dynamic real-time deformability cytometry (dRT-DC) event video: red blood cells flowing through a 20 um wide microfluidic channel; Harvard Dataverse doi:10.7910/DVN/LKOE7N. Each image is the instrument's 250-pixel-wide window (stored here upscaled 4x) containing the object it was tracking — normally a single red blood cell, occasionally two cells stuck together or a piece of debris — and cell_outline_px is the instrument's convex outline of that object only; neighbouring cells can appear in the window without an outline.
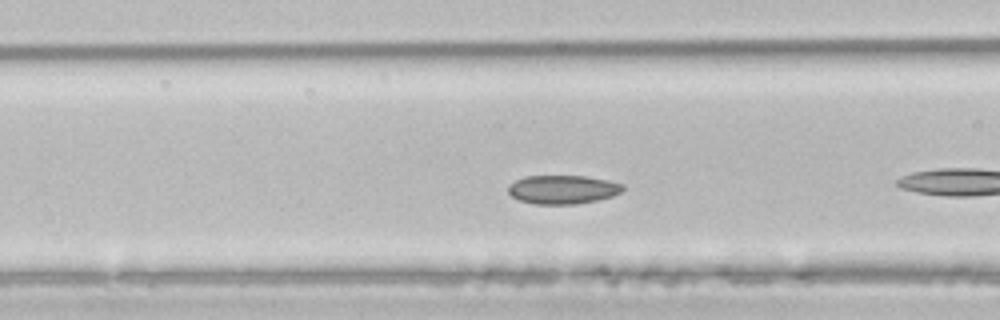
{"species": "common noctule bat (a hibernating species)", "species_latin": "Nyctalus noctula", "temperature_condition": "room temperature", "stored_images_in_passage": 30, "camera_frame_rate_fps": 3000, "um_per_image_px": 0.085, "animal": {"sex": "male", "body_mass_g": 21.5, "forearm_length_mm": 52.0}, "frame": {"image": 1, "passage_image": 5, "time_ms": 1.333, "image_size_px": [1000, 320], "cell_outline_px": [[624, 188], [620, 192], [612, 196], [600, 200], [576, 204], [536, 204], [520, 200], [512, 196], [508, 192], [508, 184], [524, 176], [584, 176], [608, 180], [624, 184]], "centroid_in_image_um": [47.84, 16.11], "position_along_channel_um": 118.8, "area_um2": 19.25}}